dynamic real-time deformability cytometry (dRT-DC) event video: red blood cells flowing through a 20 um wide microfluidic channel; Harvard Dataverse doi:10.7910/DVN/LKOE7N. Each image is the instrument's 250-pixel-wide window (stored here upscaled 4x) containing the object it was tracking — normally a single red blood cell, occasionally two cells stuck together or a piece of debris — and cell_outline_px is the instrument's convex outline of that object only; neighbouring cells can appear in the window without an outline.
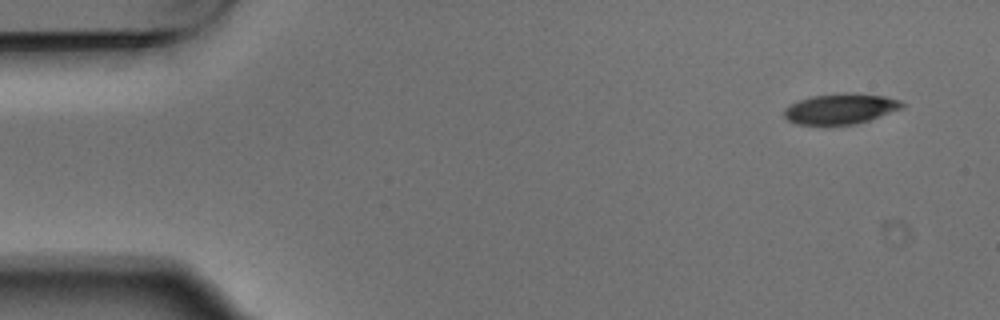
{"species": "Egyptian fruit bat (a non-hibernating species)", "species_latin": "Rousettus aegyptiacus", "temperature_condition": "warm", "stored_images_in_passage": 4, "camera_frame_rate_fps": 3000, "um_per_image_px": 0.085, "animal": {"sex": "male"}, "frame": {"image": 1, "passage_image": 1, "time_ms": 0.0, "image_size_px": [1000, 320], "cell_outline_px": [[904, 108], [856, 124], [796, 124], [788, 120], [784, 116], [784, 108], [800, 100], [812, 96], [884, 96], [900, 100], [904, 104]], "centroid_in_image_um": [71.43, 9.3], "position_along_channel_um": 13.6, "area_um2": 19.71}}
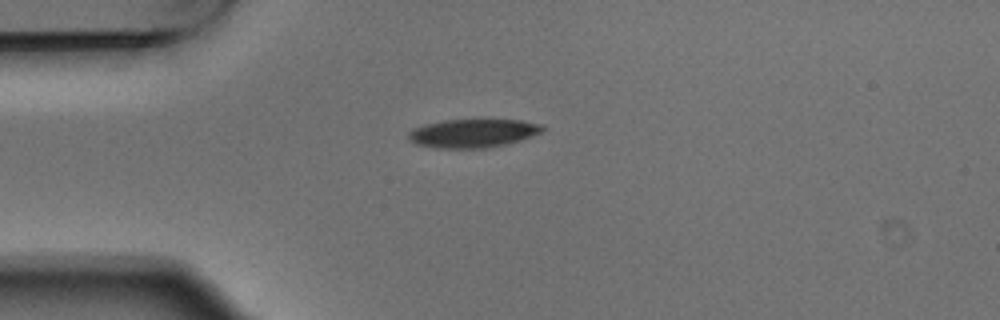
{"frame": {"image": 2, "passage_image": 4, "time_ms": 1.0, "image_size_px": [1000, 320], "cell_outline_px": [[544, 128], [540, 132], [532, 136], [520, 140], [488, 148], [436, 148], [416, 144], [408, 140], [408, 132], [412, 128], [424, 124], [444, 120], [520, 120], [540, 124]], "centroid_in_image_um": [40.13, 11.33], "position_along_channel_um": 44.9, "area_um2": 22.2}}